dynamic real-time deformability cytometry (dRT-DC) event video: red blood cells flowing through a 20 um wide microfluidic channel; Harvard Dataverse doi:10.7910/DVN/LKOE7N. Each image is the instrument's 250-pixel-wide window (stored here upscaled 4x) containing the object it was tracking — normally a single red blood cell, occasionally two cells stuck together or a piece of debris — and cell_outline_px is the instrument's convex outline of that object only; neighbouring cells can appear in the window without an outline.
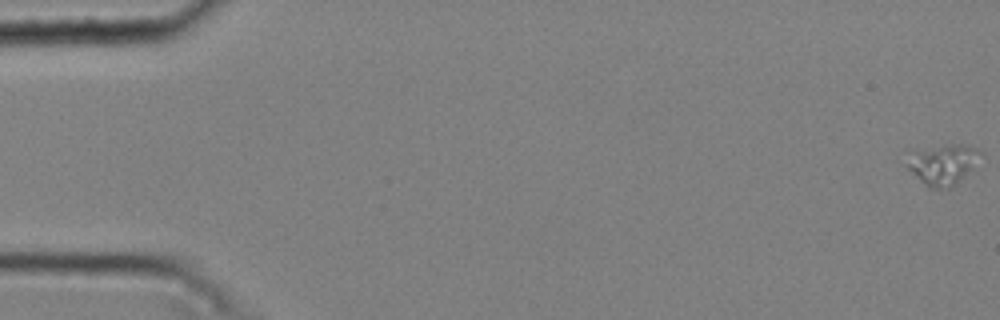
{"species": "common noctule bat (a hibernating species)", "species_latin": "Nyctalus noctula", "temperature_condition": "cold", "stored_images_in_passage": 45, "camera_frame_rate_fps": 3000, "um_per_image_px": 0.085, "animal": {"sex": "male", "body_mass_g": 20.4}, "frame": {"image": 1, "passage_image": 1, "time_ms": 0.0, "image_size_px": [1000, 320], "cell_outline_px": [[984, 152], [972, 168], [948, 188], [932, 188], [924, 184], [904, 164], [908, 148], [944, 144], [964, 144], [976, 148]], "centroid_in_image_um": [80.04, 13.87], "position_along_channel_um": 5.0, "area_um2": 17.74}}
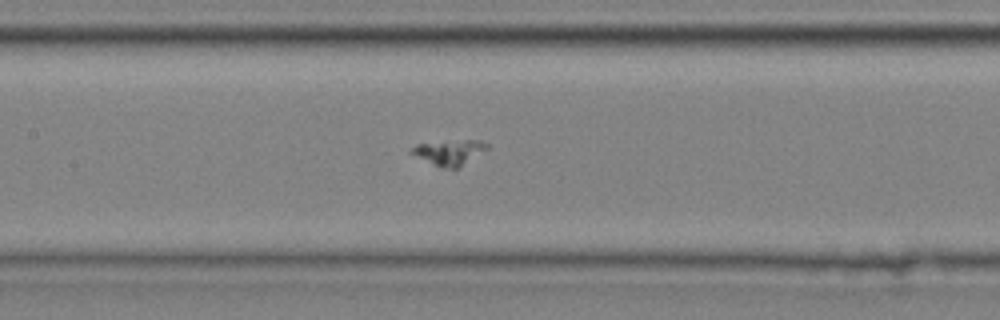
{"frame": {"image": 2, "passage_image": 26, "time_ms": 8.333, "image_size_px": [1000, 320], "cell_outline_px": [[488, 148], [460, 168], [440, 168], [408, 152], [408, 148], [416, 144], [464, 140], [480, 140], [488, 144]], "centroid_in_image_um": [38.17, 12.96], "position_along_channel_um": 169.2, "area_um2": 11.16}}
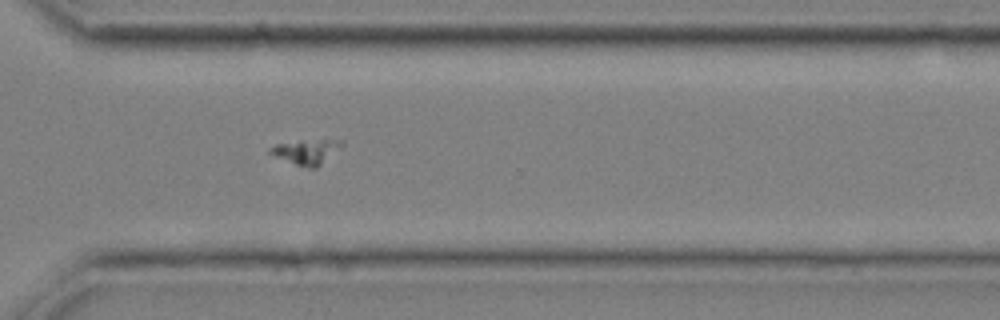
{"frame": {"image": 3, "passage_image": 40, "time_ms": 13.0, "image_size_px": [1000, 320], "cell_outline_px": [[344, 144], [316, 168], [308, 168], [296, 164], [268, 152], [268, 148], [276, 144], [300, 140], [344, 140]], "centroid_in_image_um": [26.05, 12.87], "position_along_channel_um": 344.5, "area_um2": 10.06}}